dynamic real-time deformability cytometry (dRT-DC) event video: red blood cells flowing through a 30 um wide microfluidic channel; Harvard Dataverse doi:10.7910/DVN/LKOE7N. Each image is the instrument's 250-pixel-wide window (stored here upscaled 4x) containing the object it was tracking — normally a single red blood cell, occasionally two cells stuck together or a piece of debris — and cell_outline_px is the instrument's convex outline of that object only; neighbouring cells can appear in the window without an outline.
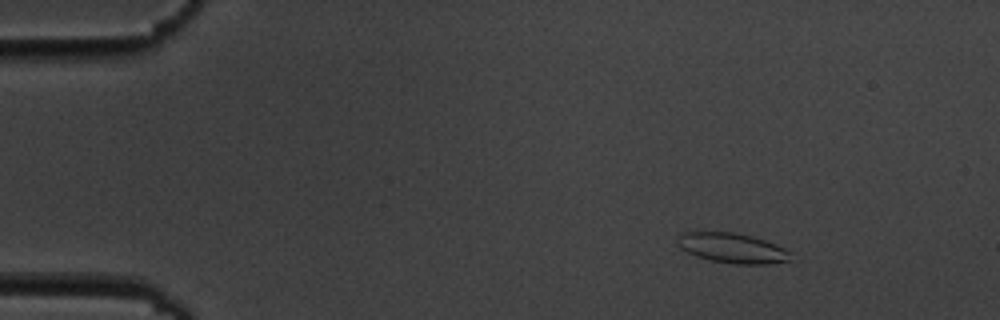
{"species": "common noctule bat (a hibernating species)", "species_latin": "Nyctalus noctula", "temperature_condition": "cold", "stored_images_in_passage": 10, "camera_frame_rate_fps": 3000, "um_per_image_px": 0.085, "animal": {"sex": "male", "body_mass_g": 19.5, "forearm_length_mm": 54.6}, "frame": {"image": 1, "passage_image": 2, "time_ms": 1.0, "image_size_px": [1000, 320], "cell_outline_px": [[788, 260], [768, 264], [736, 264], [712, 260], [696, 256], [680, 248], [676, 244], [676, 240], [684, 232], [736, 232], [752, 236], [776, 244], [784, 248], [788, 252]], "centroid_in_image_um": [62.2, 21.07], "position_along_channel_um": 22.8, "area_um2": 19.48}}
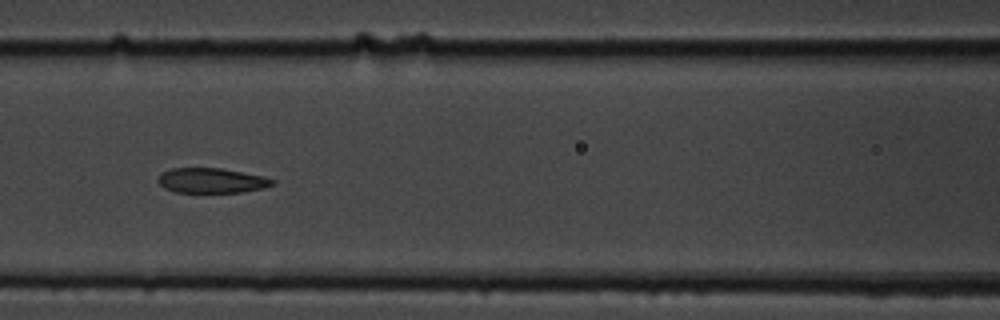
{"frame": {"image": 2, "passage_image": 7, "time_ms": 7.0, "image_size_px": [1000, 320], "cell_outline_px": [[276, 184], [264, 188], [240, 192], [176, 192], [164, 188], [156, 180], [164, 172], [172, 168], [220, 168], [264, 176], [276, 180]], "centroid_in_image_um": [18.02, 15.35], "position_along_channel_um": 148.6, "area_um2": 16.59}}
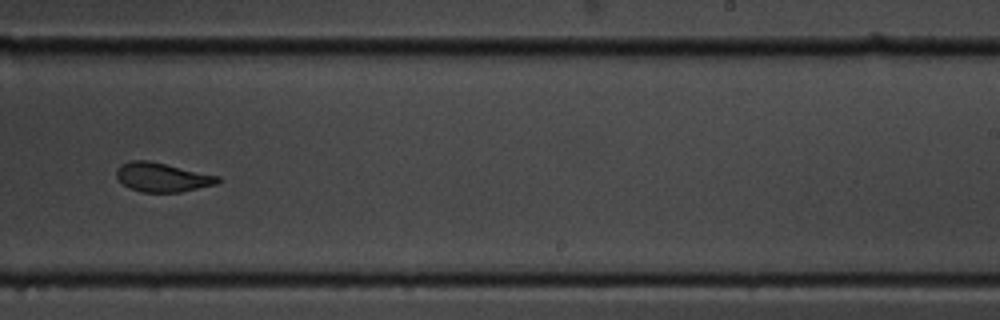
{"frame": {"image": 3, "passage_image": 10, "time_ms": 10.667, "image_size_px": [1000, 320], "cell_outline_px": [[220, 180], [216, 184], [180, 192], [140, 192], [128, 188], [116, 176], [116, 172], [124, 164], [132, 160], [148, 160], [220, 176]], "centroid_in_image_um": [13.81, 15.07], "position_along_channel_um": 275.2, "area_um2": 16.94}}